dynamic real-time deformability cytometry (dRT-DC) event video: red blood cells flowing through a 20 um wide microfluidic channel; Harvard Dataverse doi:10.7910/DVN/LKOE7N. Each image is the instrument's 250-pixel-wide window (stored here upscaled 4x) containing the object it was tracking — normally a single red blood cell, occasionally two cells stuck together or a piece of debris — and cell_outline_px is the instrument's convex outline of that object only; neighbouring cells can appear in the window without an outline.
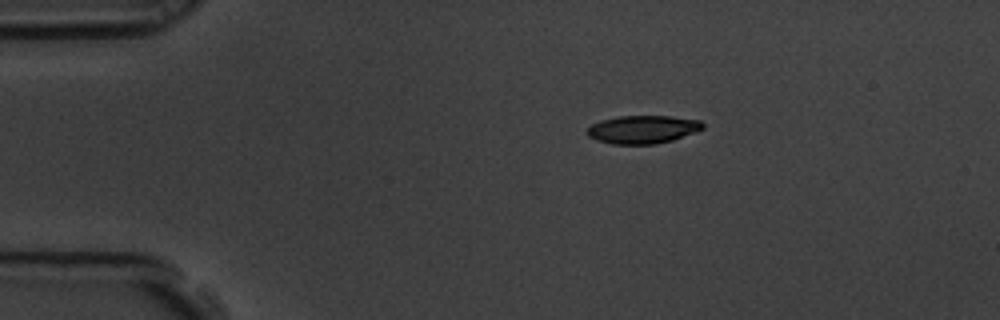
{"species": "common noctule bat (a hibernating species)", "species_latin": "Nyctalus noctula", "temperature_condition": "room temperature", "stored_images_in_passage": 7, "camera_frame_rate_fps": 3000, "um_per_image_px": 0.085, "animal": {"sex": "male", "body_mass_g": 19.5, "forearm_length_mm": 54.6}, "frame": {"image": 1, "passage_image": 1, "time_ms": 0.0, "image_size_px": [1000, 320], "cell_outline_px": [[704, 128], [672, 140], [656, 144], [612, 144], [596, 140], [588, 136], [588, 128], [592, 124], [600, 120], [620, 116], [672, 116], [700, 120], [704, 124]], "centroid_in_image_um": [54.63, 11.0], "position_along_channel_um": 30.4, "area_um2": 18.84}}
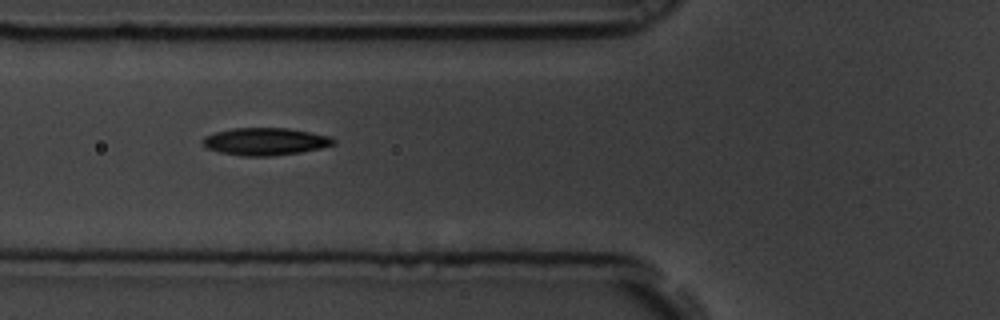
{"frame": {"image": 2, "passage_image": 4, "time_ms": 1.0, "image_size_px": [1000, 320], "cell_outline_px": [[336, 144], [320, 148], [300, 152], [272, 156], [240, 156], [220, 152], [208, 148], [204, 144], [204, 136], [216, 132], [232, 128], [288, 128], [312, 132], [328, 136], [336, 140]], "centroid_in_image_um": [22.58, 12.02], "position_along_channel_um": 103.2, "area_um2": 20.81}}
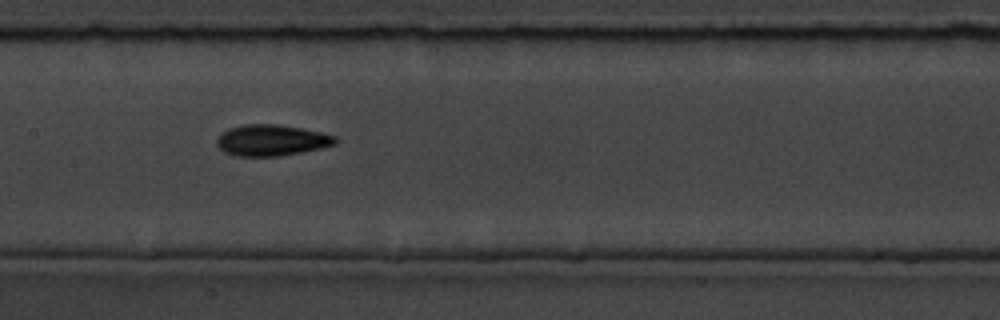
{"frame": {"image": 3, "passage_image": 6, "time_ms": 1.667, "image_size_px": [1000, 320], "cell_outline_px": [[340, 140], [336, 144], [320, 148], [280, 156], [232, 156], [224, 152], [216, 144], [216, 140], [220, 132], [228, 128], [244, 124], [276, 124], [300, 128], [320, 132], [336, 136]], "centroid_in_image_um": [23.05, 11.92], "position_along_channel_um": 184.4, "area_um2": 21.68}}